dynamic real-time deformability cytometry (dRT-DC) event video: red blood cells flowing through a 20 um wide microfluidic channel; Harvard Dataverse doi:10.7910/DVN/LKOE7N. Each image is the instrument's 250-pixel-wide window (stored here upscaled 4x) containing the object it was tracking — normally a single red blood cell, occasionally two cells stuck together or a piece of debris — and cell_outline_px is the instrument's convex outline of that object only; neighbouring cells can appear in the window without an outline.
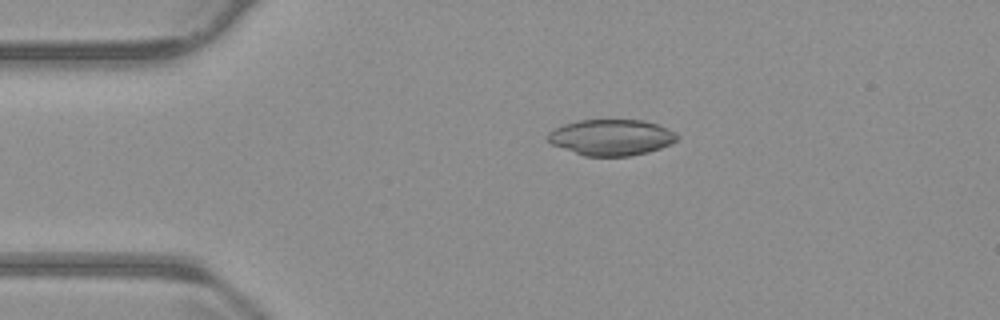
{"species": "common noctule bat (a hibernating species)", "species_latin": "Nyctalus noctula", "temperature_condition": "warm", "stored_images_in_passage": 54, "camera_frame_rate_fps": 3000, "um_per_image_px": 0.085, "animal": {"sex": "male", "body_mass_g": 23.1, "forearm_length_mm": 52.7}, "frame": {"image": 1, "passage_image": 11, "time_ms": 3.333, "image_size_px": [1000, 320], "cell_outline_px": [[680, 136], [676, 140], [660, 148], [648, 152], [628, 156], [584, 156], [552, 144], [548, 140], [548, 132], [564, 124], [580, 120], [644, 120], [656, 124], [676, 132]], "centroid_in_image_um": [51.97, 11.67], "position_along_channel_um": 33.0, "area_um2": 26.93}}
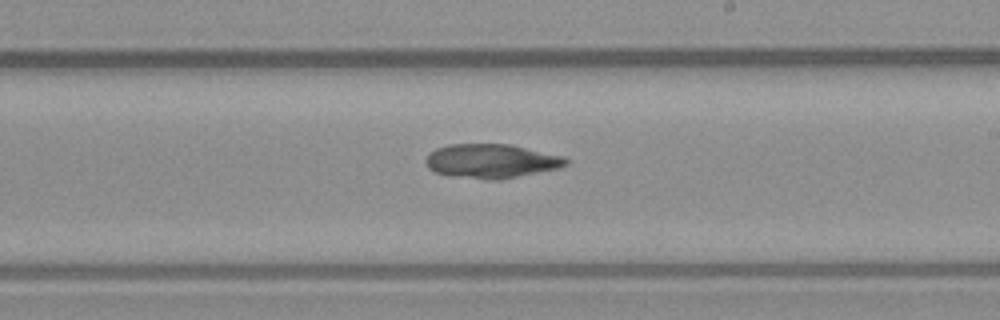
{"frame": {"image": 2, "passage_image": 31, "time_ms": 10.0, "image_size_px": [1000, 320], "cell_outline_px": [[568, 164], [560, 168], [500, 180], [488, 180], [452, 176], [436, 172], [428, 168], [424, 160], [428, 152], [436, 148], [448, 144], [508, 144], [564, 156], [568, 160]], "centroid_in_image_um": [41.74, 13.69], "position_along_channel_um": 247.3, "area_um2": 28.09}}
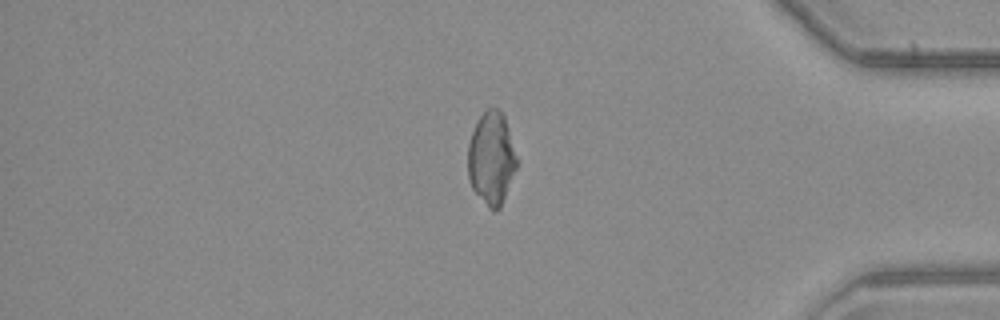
{"frame": {"image": 3, "passage_image": 45, "time_ms": 14.667, "image_size_px": [1000, 320], "cell_outline_px": [[516, 168], [500, 208], [496, 212], [492, 212], [488, 208], [472, 188], [468, 176], [468, 144], [472, 132], [480, 116], [488, 108], [500, 108], [504, 116], [516, 156]], "centroid_in_image_um": [41.75, 13.48], "position_along_channel_um": 393.4, "area_um2": 26.13}}